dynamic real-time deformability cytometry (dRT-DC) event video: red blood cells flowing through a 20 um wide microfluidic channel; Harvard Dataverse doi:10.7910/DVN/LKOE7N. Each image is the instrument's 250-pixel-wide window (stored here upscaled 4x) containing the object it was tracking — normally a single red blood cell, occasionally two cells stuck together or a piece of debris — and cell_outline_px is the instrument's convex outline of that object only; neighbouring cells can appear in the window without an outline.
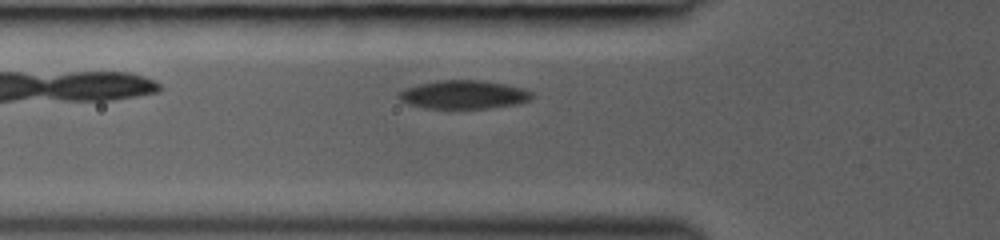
{"species": "common noctule bat (a hibernating species)", "species_latin": "Nyctalus noctula", "temperature_condition": "room temperature", "stored_images_in_passage": 3, "camera_frame_rate_fps": 3000, "um_per_image_px": 0.085, "animal": {"sex": "female", "body_mass_g": 19.0, "forearm_length_mm": 53.3}, "frame": {"image": 1, "passage_image": 3, "time_ms": 1.333, "image_size_px": [1000, 240], "cell_outline_px": [[536, 96], [532, 100], [520, 104], [488, 108], [424, 108], [408, 104], [400, 100], [396, 96], [404, 88], [436, 80], [484, 80], [524, 88], [532, 92]], "centroid_in_image_um": [39.46, 8.04], "position_along_channel_um": 86.3, "area_um2": 22.43}}